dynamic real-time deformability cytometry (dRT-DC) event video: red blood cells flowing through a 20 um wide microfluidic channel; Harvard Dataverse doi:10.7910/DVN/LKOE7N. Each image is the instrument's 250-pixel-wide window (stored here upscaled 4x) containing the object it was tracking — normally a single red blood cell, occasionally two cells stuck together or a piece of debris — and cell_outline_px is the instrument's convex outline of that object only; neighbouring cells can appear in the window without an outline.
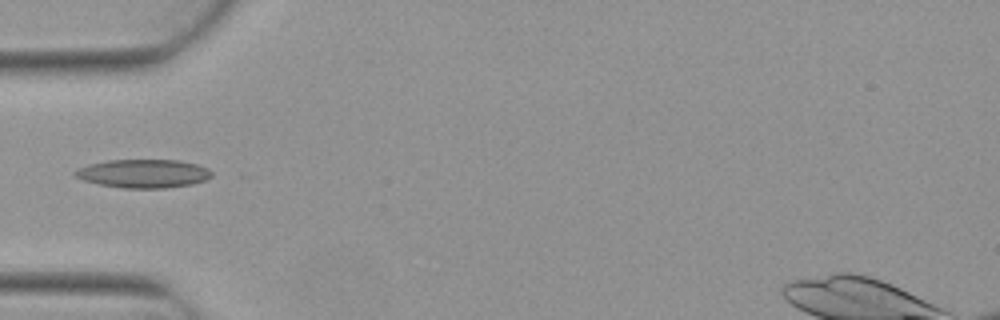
{"species": "Egyptian fruit bat (a non-hibernating species)", "species_latin": "Rousettus aegyptiacus", "temperature_condition": "warm", "stored_images_in_passage": 3, "camera_frame_rate_fps": 3000, "um_per_image_px": 0.085, "animal": {"sex": "female"}, "frame": {"image": 1, "passage_image": 2, "time_ms": 0.333, "image_size_px": [1000, 320], "cell_outline_px": [[212, 176], [204, 180], [192, 184], [164, 188], [124, 188], [100, 184], [84, 180], [76, 176], [72, 172], [76, 168], [88, 164], [108, 160], [180, 160], [196, 164], [208, 168], [212, 172]], "centroid_in_image_um": [12.18, 14.74], "position_along_channel_um": 72.8, "area_um2": 22.66}}
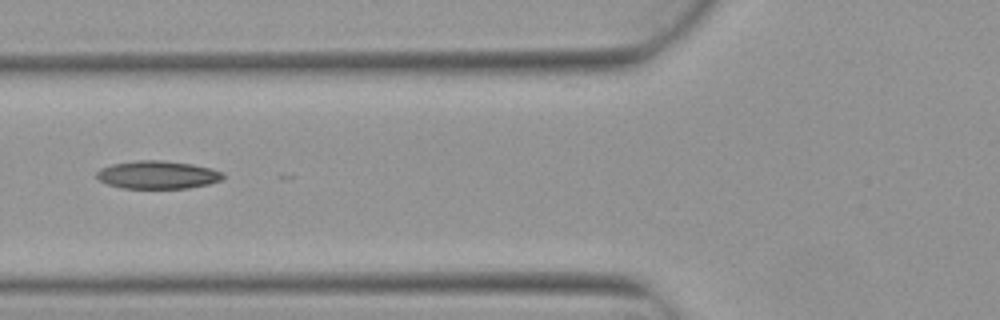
{"frame": {"image": 2, "passage_image": 3, "time_ms": 0.667, "image_size_px": [1000, 320], "cell_outline_px": [[224, 180], [208, 184], [188, 188], [124, 188], [108, 184], [100, 180], [96, 176], [96, 172], [100, 168], [112, 164], [136, 160], [164, 160], [192, 164], [212, 168], [224, 172]], "centroid_in_image_um": [13.44, 14.85], "position_along_channel_um": 112.4, "area_um2": 20.75}}